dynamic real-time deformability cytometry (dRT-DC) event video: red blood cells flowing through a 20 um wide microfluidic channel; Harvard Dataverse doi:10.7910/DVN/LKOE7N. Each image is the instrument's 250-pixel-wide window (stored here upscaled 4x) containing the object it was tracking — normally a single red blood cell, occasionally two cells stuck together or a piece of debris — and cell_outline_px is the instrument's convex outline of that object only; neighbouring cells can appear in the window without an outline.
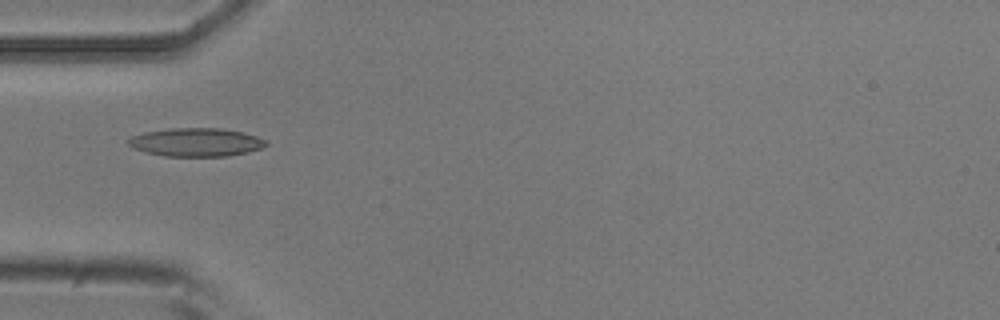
{"species": "common noctule bat (a hibernating species)", "species_latin": "Nyctalus noctula", "temperature_condition": "room temperature", "stored_images_in_passage": 2, "camera_frame_rate_fps": 3000, "um_per_image_px": 0.085, "animal": {"sex": "male", "body_mass_g": 20.5, "forearm_length_mm": 52.5}, "frame": {"image": 1, "passage_image": 2, "time_ms": 0.333, "image_size_px": [1000, 320], "cell_outline_px": [[268, 144], [260, 148], [228, 156], [164, 156], [132, 148], [124, 140], [132, 136], [144, 132], [172, 128], [224, 128], [256, 136], [264, 140]], "centroid_in_image_um": [16.6, 12.08], "position_along_channel_um": 68.4, "area_um2": 22.6}}